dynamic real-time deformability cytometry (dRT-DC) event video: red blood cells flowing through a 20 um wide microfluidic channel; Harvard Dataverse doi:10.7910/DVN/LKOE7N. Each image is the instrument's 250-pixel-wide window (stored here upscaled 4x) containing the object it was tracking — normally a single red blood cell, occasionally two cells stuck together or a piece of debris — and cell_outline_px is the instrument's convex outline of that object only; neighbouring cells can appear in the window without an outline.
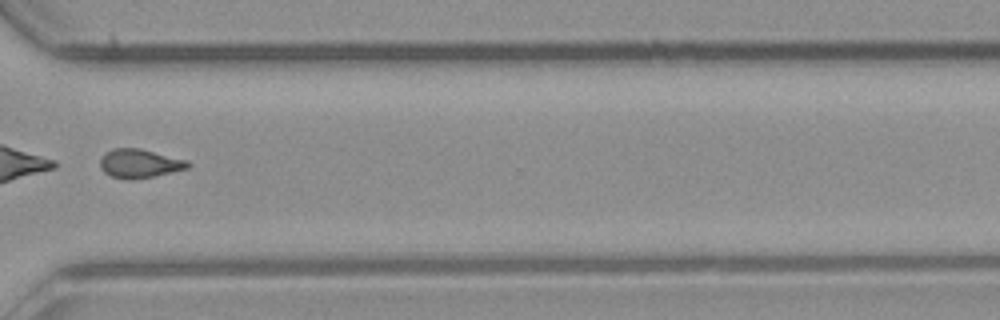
{"species": "common noctule bat (a hibernating species)", "species_latin": "Nyctalus noctula", "temperature_condition": "room temperature", "stored_images_in_passage": 44, "camera_frame_rate_fps": 3000, "um_per_image_px": 0.085, "animal": {"sex": "male", "body_mass_g": 23.1, "forearm_length_mm": 52.7}, "frame": {"image": 1, "passage_image": 32, "time_ms": 10.333, "image_size_px": [1000, 320], "cell_outline_px": [[192, 164], [188, 168], [156, 176], [132, 180], [124, 180], [112, 176], [104, 172], [100, 168], [100, 160], [104, 152], [112, 148], [140, 148], [188, 160]], "centroid_in_image_um": [11.86, 13.9], "position_along_channel_um": 358.7, "area_um2": 15.03}, "authors_computed_cell_mechanics": {"area_um2": 15.2881, "velocity_mm_per_s": 4.0564, "shape_relaxation_time_tau1_ms": null, "shape_relaxation_time_tau2_ms": 3.1789, "deformation_change_tau1": null, "deformation_change_tau2": 0.0991}}